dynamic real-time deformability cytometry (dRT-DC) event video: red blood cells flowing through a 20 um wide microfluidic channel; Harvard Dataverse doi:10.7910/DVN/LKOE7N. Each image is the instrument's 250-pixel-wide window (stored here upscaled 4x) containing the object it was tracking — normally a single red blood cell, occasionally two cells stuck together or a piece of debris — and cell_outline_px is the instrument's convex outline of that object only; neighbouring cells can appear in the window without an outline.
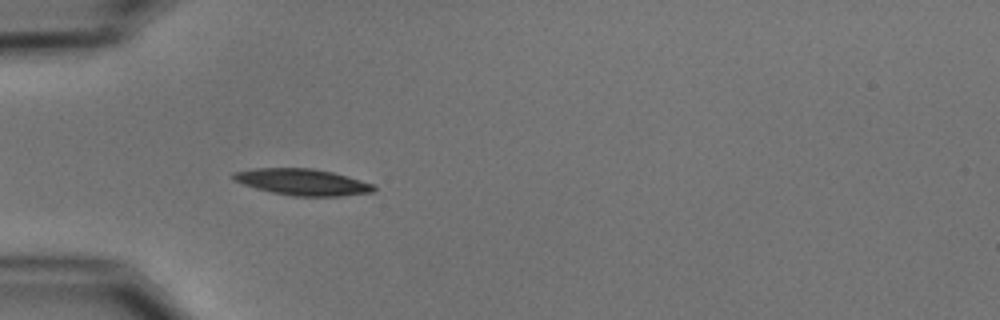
{"species": "common noctule bat (a hibernating species)", "species_latin": "Nyctalus noctula", "temperature_condition": "cold", "stored_images_in_passage": 4, "camera_frame_rate_fps": 3000, "um_per_image_px": 0.085, "animal": {"sex": "male", "body_mass_g": 15.6}, "frame": {"image": 1, "passage_image": 4, "time_ms": 4.333, "image_size_px": [1000, 320], "cell_outline_px": [[376, 188], [372, 192], [340, 196], [292, 196], [272, 192], [256, 188], [232, 180], [232, 172], [256, 168], [312, 168], [332, 172], [360, 180], [372, 184]], "centroid_in_image_um": [25.67, 15.47], "position_along_channel_um": 59.3, "area_um2": 21.44}}